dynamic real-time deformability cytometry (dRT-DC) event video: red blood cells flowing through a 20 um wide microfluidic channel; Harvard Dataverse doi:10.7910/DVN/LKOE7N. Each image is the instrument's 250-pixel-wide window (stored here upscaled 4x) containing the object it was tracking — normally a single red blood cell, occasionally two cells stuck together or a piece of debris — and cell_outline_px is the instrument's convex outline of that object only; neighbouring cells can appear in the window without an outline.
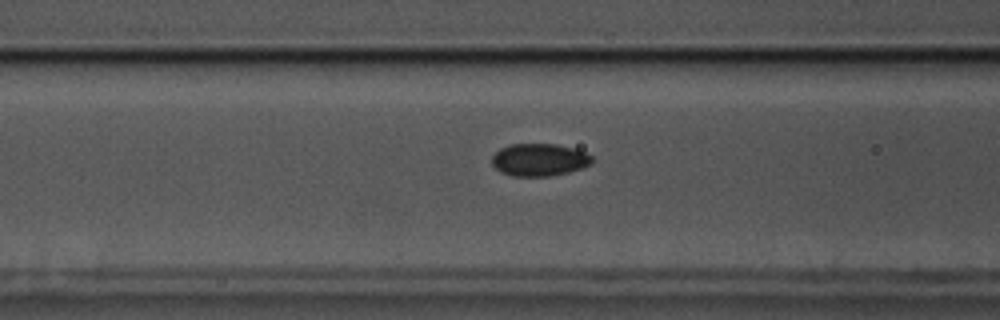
{"species": "common noctule bat (a hibernating species)", "species_latin": "Nyctalus noctula", "temperature_condition": "cold", "stored_images_in_passage": 58, "camera_frame_rate_fps": 3000, "um_per_image_px": 0.085, "animal": {"sex": "male", "body_mass_g": 17.5, "forearm_length_mm": 52.3}, "frame": {"image": 1, "passage_image": 23, "time_ms": 7.333, "image_size_px": [1000, 320], "cell_outline_px": [[592, 164], [584, 168], [552, 176], [512, 176], [500, 172], [492, 164], [492, 156], [500, 148], [512, 144], [556, 144], [572, 148], [584, 152], [592, 156]], "centroid_in_image_um": [45.84, 13.59], "position_along_channel_um": 120.8, "area_um2": 19.02}}
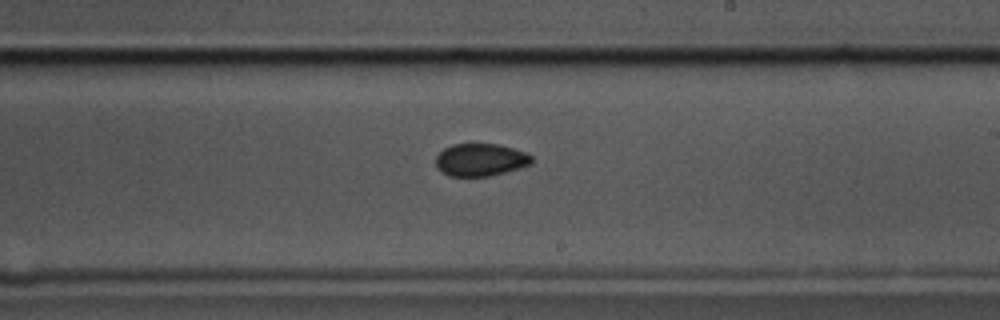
{"frame": {"image": 2, "passage_image": 34, "time_ms": 11.0, "image_size_px": [1000, 320], "cell_outline_px": [[532, 164], [520, 168], [488, 176], [448, 176], [440, 172], [436, 168], [436, 156], [444, 148], [452, 144], [496, 144], [528, 152], [532, 156]], "centroid_in_image_um": [40.83, 13.59], "position_along_channel_um": 248.2, "area_um2": 18.32}}
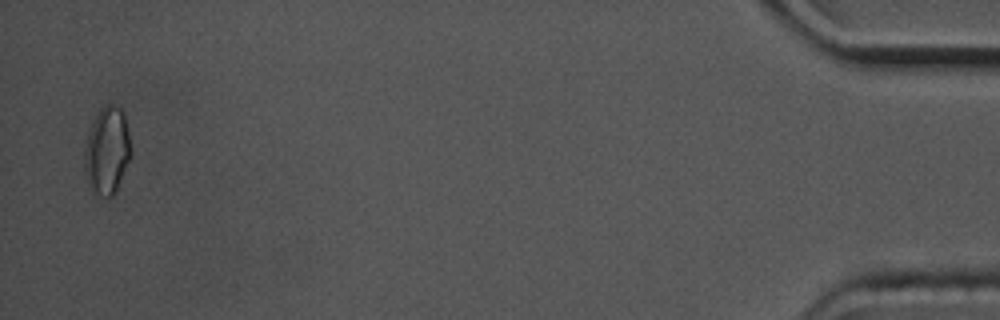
{"frame": {"image": 3, "passage_image": 57, "time_ms": 18.667, "image_size_px": [1000, 320], "cell_outline_px": [[128, 160], [116, 192], [112, 196], [104, 196], [96, 192], [92, 188], [84, 168], [84, 148], [92, 124], [100, 108], [104, 104], [112, 104], [120, 108], [124, 112], [128, 132]], "centroid_in_image_um": [9.08, 12.76], "position_along_channel_um": 426.1, "area_um2": 22.72}, "authors_computed_cell_mechanics": {"area_um2": 18.9584, "velocity_mm_per_s": 3.4869, "shape_relaxation_time_tau1_ms": null, "shape_relaxation_time_tau2_ms": 3.1743, "deformation_change_tau1": null, "deformation_change_tau2": 0.0637}}